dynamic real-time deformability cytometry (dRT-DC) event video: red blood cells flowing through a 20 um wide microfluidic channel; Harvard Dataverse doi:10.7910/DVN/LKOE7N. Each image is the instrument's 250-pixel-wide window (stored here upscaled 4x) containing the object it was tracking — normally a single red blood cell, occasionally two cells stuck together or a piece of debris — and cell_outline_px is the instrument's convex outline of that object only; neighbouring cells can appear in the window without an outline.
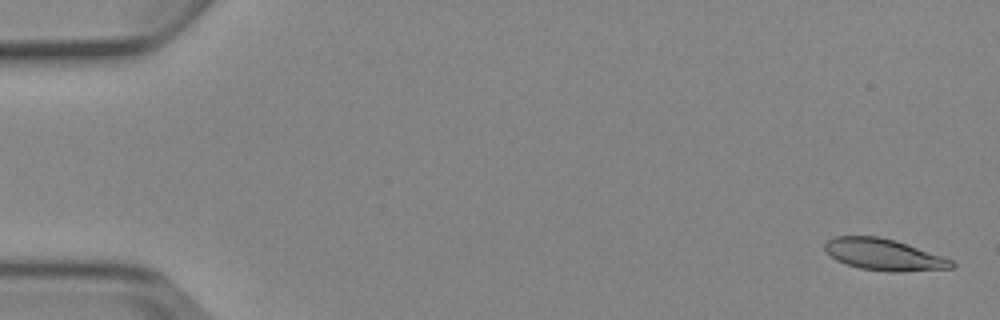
{"species": "Egyptian fruit bat (a non-hibernating species)", "species_latin": "Rousettus aegyptiacus", "temperature_condition": "cold", "stored_images_in_passage": 5, "camera_frame_rate_fps": 3000, "um_per_image_px": 0.085, "animal": {"sex": "female"}, "frame": {"image": 1, "passage_image": 1, "time_ms": 0.0, "image_size_px": [1000, 320], "cell_outline_px": [[956, 268], [900, 272], [892, 272], [860, 268], [836, 260], [824, 252], [824, 244], [828, 240], [836, 236], [880, 236], [896, 240], [952, 260], [956, 264]], "centroid_in_image_um": [75.12, 21.64], "position_along_channel_um": 9.9, "area_um2": 23.35}}
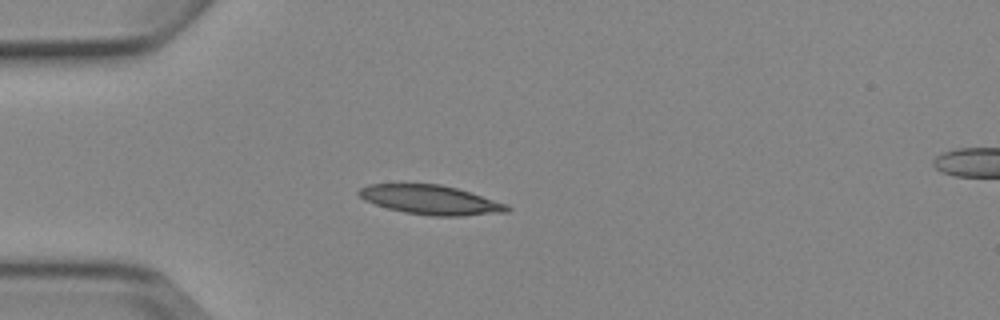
{"frame": {"image": 2, "passage_image": 4, "time_ms": 4.333, "image_size_px": [1000, 320], "cell_outline_px": [[512, 208], [508, 212], [460, 216], [432, 216], [404, 212], [388, 208], [364, 200], [356, 192], [360, 188], [368, 184], [440, 184], [456, 188], [508, 204]], "centroid_in_image_um": [36.61, 16.99], "position_along_channel_um": 48.4, "area_um2": 25.2}}